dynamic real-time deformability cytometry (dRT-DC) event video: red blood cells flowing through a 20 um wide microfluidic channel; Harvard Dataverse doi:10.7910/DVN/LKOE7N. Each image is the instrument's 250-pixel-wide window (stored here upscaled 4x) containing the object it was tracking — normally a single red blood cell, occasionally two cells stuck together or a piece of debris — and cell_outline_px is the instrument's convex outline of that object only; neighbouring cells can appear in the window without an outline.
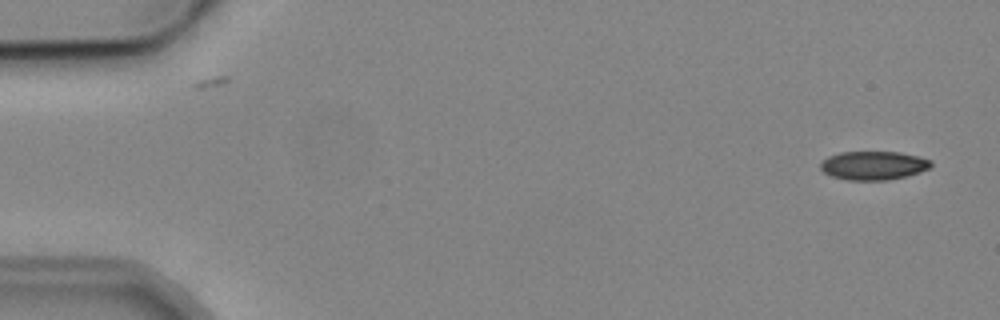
{"species": "common noctule bat (a hibernating species)", "species_latin": "Nyctalus noctula", "temperature_condition": "cold", "stored_images_in_passage": 5, "camera_frame_rate_fps": 3000, "um_per_image_px": 0.085, "animal": {"sex": "male", "body_mass_g": 19.2, "forearm_length_mm": 51.8}, "frame": {"image": 1, "passage_image": 1, "time_ms": 0.0, "image_size_px": [1000, 320], "cell_outline_px": [[932, 164], [928, 168], [920, 172], [888, 180], [848, 180], [832, 176], [824, 172], [820, 168], [820, 164], [828, 156], [840, 152], [900, 152], [932, 160]], "centroid_in_image_um": [74.23, 14.06], "position_along_channel_um": 10.8, "area_um2": 18.32}}
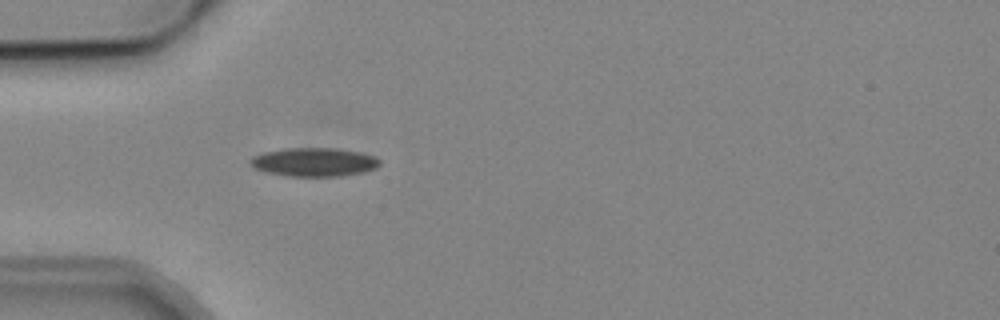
{"frame": {"image": 2, "passage_image": 5, "time_ms": 4.667, "image_size_px": [1000, 320], "cell_outline_px": [[380, 164], [376, 168], [364, 172], [336, 176], [288, 176], [264, 172], [252, 168], [248, 160], [252, 156], [264, 152], [284, 148], [336, 148], [360, 152], [372, 156], [380, 160]], "centroid_in_image_um": [26.63, 13.77], "position_along_channel_um": 58.4, "area_um2": 21.73}}